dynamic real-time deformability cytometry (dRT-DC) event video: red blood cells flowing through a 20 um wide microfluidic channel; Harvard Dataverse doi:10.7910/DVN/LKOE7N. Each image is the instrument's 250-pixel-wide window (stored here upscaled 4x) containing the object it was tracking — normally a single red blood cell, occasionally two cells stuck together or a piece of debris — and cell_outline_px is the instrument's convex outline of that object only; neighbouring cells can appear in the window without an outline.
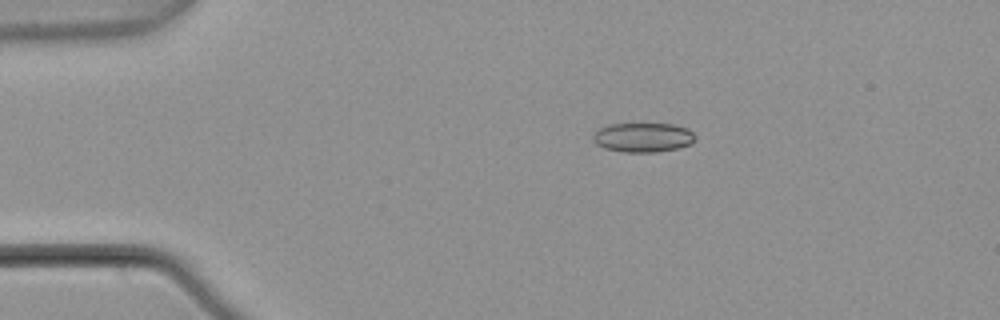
{"species": "common noctule bat (a hibernating species)", "species_latin": "Nyctalus noctula", "temperature_condition": "warm", "stored_images_in_passage": 6, "camera_frame_rate_fps": 3000, "um_per_image_px": 0.085, "animal": {"sex": "male", "body_mass_g": 21.5, "forearm_length_mm": 52.0}, "frame": {"image": 1, "passage_image": 3, "time_ms": 0.667, "image_size_px": [1000, 320], "cell_outline_px": [[696, 140], [692, 144], [680, 148], [656, 152], [624, 152], [604, 148], [596, 144], [592, 140], [592, 136], [600, 128], [608, 124], [672, 124], [688, 128], [696, 136]], "centroid_in_image_um": [54.69, 11.69], "position_along_channel_um": 30.3, "area_um2": 17.69}}
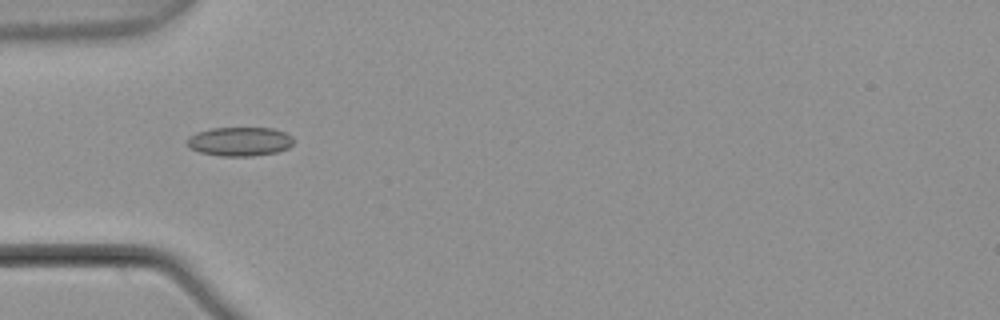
{"frame": {"image": 2, "passage_image": 5, "time_ms": 1.333, "image_size_px": [1000, 320], "cell_outline_px": [[292, 144], [288, 148], [276, 152], [252, 156], [220, 156], [200, 152], [188, 148], [188, 136], [196, 132], [212, 128], [272, 128], [284, 132], [292, 136]], "centroid_in_image_um": [20.35, 12.03], "position_along_channel_um": 64.6, "area_um2": 17.98}}
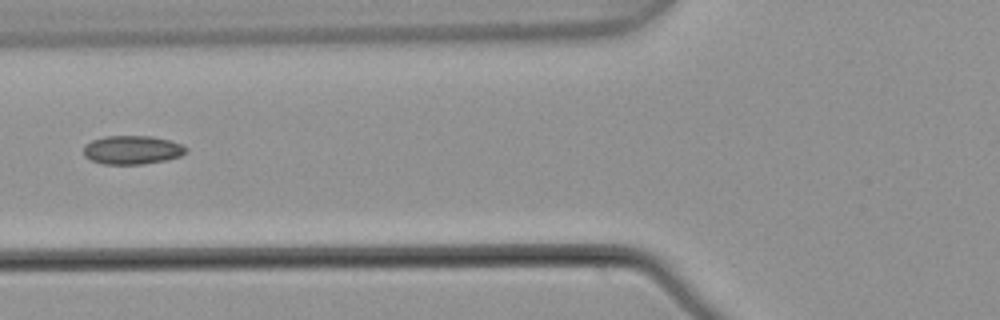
{"frame": {"image": 3, "passage_image": 6, "time_ms": 1.667, "image_size_px": [1000, 320], "cell_outline_px": [[188, 152], [180, 156], [168, 160], [144, 164], [104, 164], [92, 160], [84, 156], [84, 144], [92, 140], [104, 136], [152, 136], [168, 140], [180, 144], [188, 148]], "centroid_in_image_um": [11.25, 12.74], "position_along_channel_um": 114.6, "area_um2": 17.22}}